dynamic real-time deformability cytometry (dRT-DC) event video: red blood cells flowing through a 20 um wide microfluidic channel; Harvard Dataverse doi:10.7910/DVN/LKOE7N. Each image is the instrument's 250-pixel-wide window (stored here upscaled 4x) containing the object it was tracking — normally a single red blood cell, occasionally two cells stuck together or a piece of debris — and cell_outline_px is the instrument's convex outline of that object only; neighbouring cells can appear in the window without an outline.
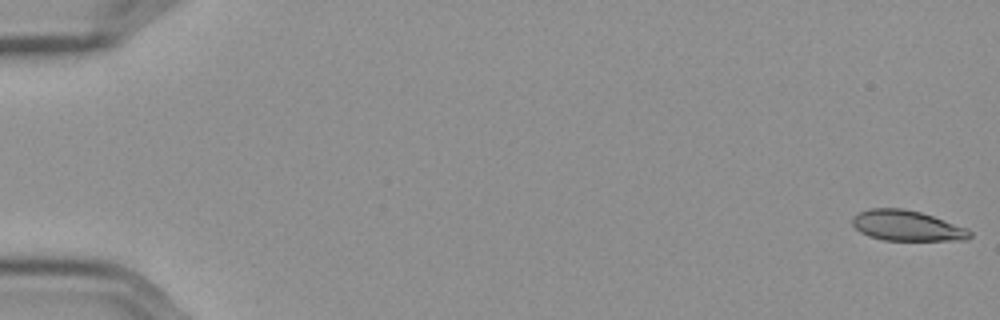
{"species": "Egyptian fruit bat (a non-hibernating species)", "species_latin": "Rousettus aegyptiacus", "temperature_condition": "cold", "stored_images_in_passage": 57, "camera_frame_rate_fps": 3000, "um_per_image_px": 0.085, "frame": {"image": 1, "passage_image": 1, "time_ms": 0.0, "image_size_px": [1000, 320], "cell_outline_px": [[972, 236], [968, 240], [884, 240], [868, 236], [860, 232], [852, 224], [852, 216], [860, 212], [872, 208], [904, 208], [920, 212], [968, 228], [972, 232]], "centroid_in_image_um": [77.1, 19.19], "position_along_channel_um": 7.9, "area_um2": 20.87}}
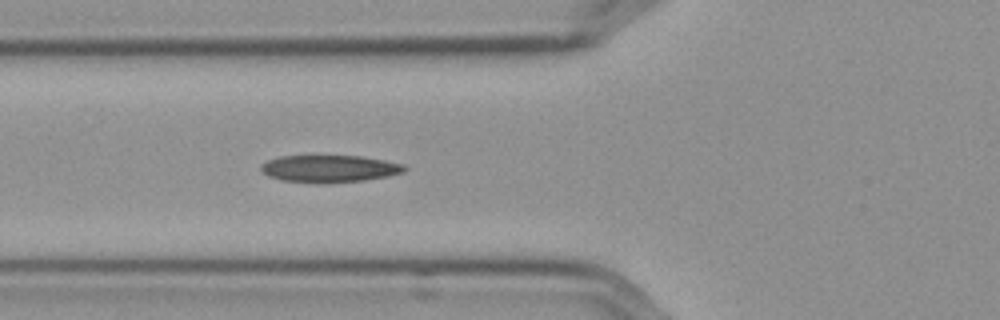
{"frame": {"image": 2, "passage_image": 22, "time_ms": 7.0, "image_size_px": [1000, 320], "cell_outline_px": [[408, 168], [404, 172], [388, 176], [364, 180], [328, 184], [320, 184], [280, 180], [268, 176], [260, 168], [268, 160], [280, 156], [360, 156], [384, 160], [404, 164]], "centroid_in_image_um": [28.03, 14.35], "position_along_channel_um": 97.8, "area_um2": 22.89}}
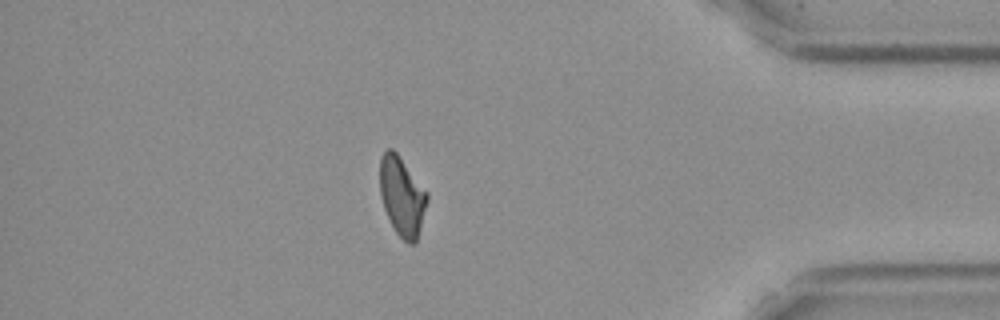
{"frame": {"image": 3, "passage_image": 50, "time_ms": 16.333, "image_size_px": [1000, 320], "cell_outline_px": [[428, 200], [416, 244], [408, 244], [396, 232], [384, 208], [380, 196], [380, 156], [388, 148], [392, 148], [396, 152], [428, 192]], "centroid_in_image_um": [34.18, 16.68], "position_along_channel_um": 401.0, "area_um2": 21.73}, "authors_computed_cell_mechanics": {"area_um2": 22.0218, "velocity_mm_per_s": 3.599, "shape_relaxation_time_tau1_ms": null, "shape_relaxation_time_tau2_ms": 4.39, "deformation_change_tau1": null, "deformation_change_tau2": 0.1125}}